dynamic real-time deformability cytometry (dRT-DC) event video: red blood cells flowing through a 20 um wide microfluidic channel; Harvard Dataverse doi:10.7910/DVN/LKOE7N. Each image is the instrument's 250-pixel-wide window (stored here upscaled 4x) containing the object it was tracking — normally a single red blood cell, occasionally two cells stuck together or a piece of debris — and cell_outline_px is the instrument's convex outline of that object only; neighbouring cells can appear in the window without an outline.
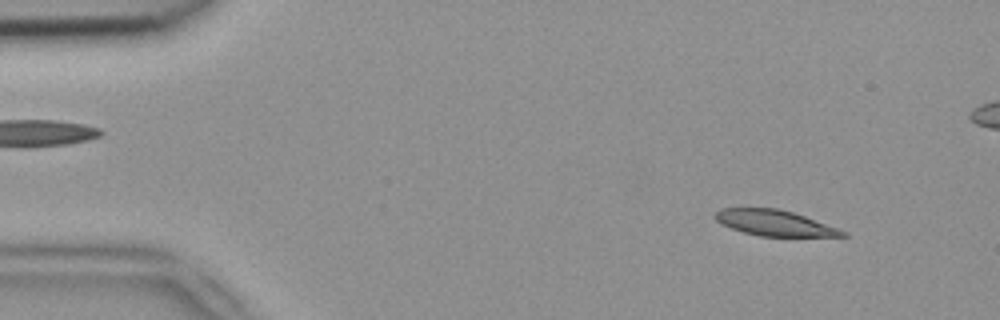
{"species": "common noctule bat (a hibernating species)", "species_latin": "Nyctalus noctula", "temperature_condition": "room temperature", "stored_images_in_passage": 15, "segment_of_instrument_passage": [1, 2], "camera_frame_rate_fps": 3000, "um_per_image_px": 0.085, "animal": {"sex": "female", "body_mass_g": 18.4}, "frame": {"image": 1, "passage_image": 5, "time_ms": 1.333, "image_size_px": [1000, 320], "cell_outline_px": [[848, 236], [760, 236], [744, 232], [720, 224], [712, 216], [720, 208], [776, 208], [792, 212], [804, 216], [848, 232]], "centroid_in_image_um": [65.79, 18.94], "position_along_channel_um": 19.2, "area_um2": 18.9}}